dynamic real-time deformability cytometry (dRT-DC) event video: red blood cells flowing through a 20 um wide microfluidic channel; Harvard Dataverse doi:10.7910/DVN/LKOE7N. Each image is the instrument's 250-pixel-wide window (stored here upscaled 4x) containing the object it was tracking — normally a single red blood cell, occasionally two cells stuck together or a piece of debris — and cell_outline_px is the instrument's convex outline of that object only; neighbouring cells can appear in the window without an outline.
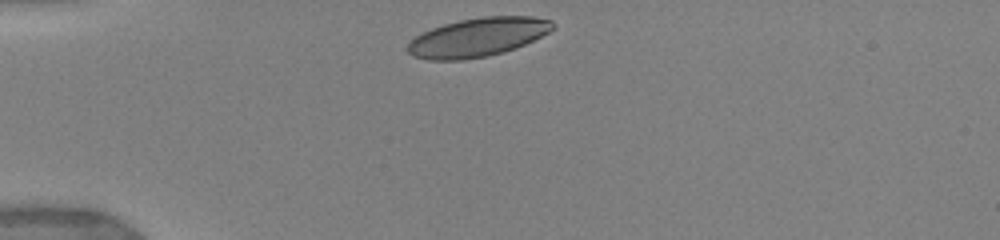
{"species": "human", "species_latin": "Homo sapiens", "temperature_condition": "warm", "stored_images_in_passage": 46, "camera_frame_rate_fps": 3000, "um_per_image_px": 0.085, "donor": {"sex": "female"}, "frame": {"image": 1, "passage_image": 1, "time_ms": 0.0, "image_size_px": [1000, 240], "cell_outline_px": [[556, 28], [516, 48], [504, 52], [484, 56], [460, 60], [428, 60], [412, 56], [408, 52], [408, 44], [416, 36], [432, 28], [444, 24], [460, 20], [484, 16], [532, 16], [552, 20], [556, 24]], "centroid_in_image_um": [40.63, 3.16], "position_along_channel_um": 44.4, "area_um2": 32.6}}
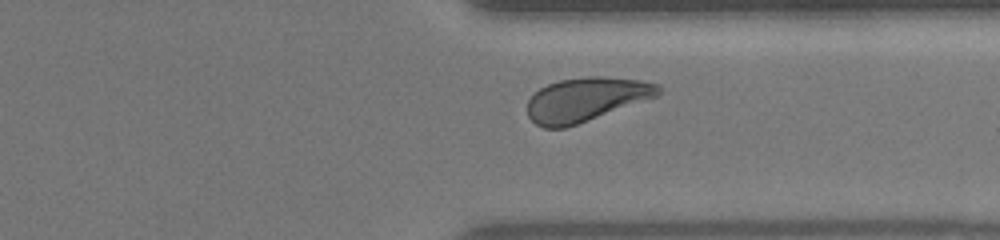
{"frame": {"image": 2, "passage_image": 36, "time_ms": 9.0, "image_size_px": [1000, 240], "cell_outline_px": [[660, 92], [656, 96], [576, 124], [564, 128], [544, 128], [536, 124], [528, 116], [528, 100], [540, 88], [548, 84], [560, 80], [584, 76], [604, 76], [640, 80], [660, 84]], "centroid_in_image_um": [49.79, 8.43], "position_along_channel_um": 361.6, "area_um2": 33.06}}
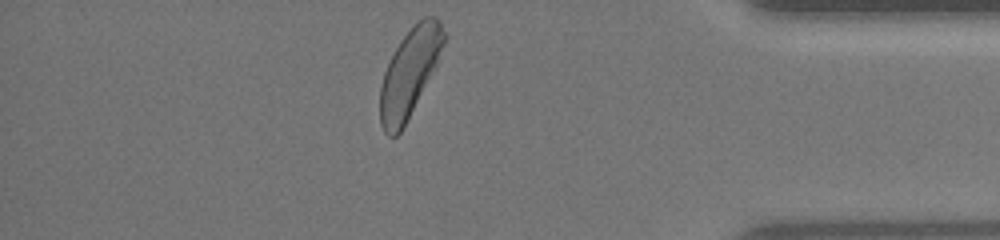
{"frame": {"image": 3, "passage_image": 44, "time_ms": 10.667, "image_size_px": [1000, 240], "cell_outline_px": [[448, 36], [436, 64], [400, 132], [396, 136], [388, 136], [384, 132], [380, 124], [380, 88], [384, 72], [400, 40], [424, 16], [436, 16], [440, 20]], "centroid_in_image_um": [34.82, 6.14], "position_along_channel_um": 400.4, "area_um2": 31.96}, "authors_computed_cell_mechanics": {"area_um2": 33.235, "velocity_mm_per_s": 3.876, "shape_relaxation_time_tau1_ms": 3.0523, "shape_relaxation_time_tau2_ms": 0.7499, "deformation_change_tau1": 0.1301, "deformation_change_tau2": 0.0615}}